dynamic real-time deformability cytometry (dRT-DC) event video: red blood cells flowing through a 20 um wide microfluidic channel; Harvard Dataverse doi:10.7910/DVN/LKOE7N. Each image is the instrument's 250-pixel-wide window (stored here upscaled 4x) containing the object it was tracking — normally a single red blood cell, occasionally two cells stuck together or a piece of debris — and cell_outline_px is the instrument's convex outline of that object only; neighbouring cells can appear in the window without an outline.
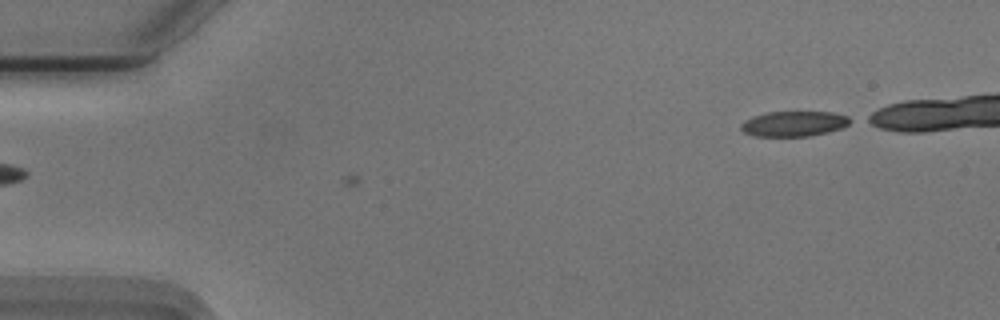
{"species": "Egyptian fruit bat (a non-hibernating species)", "species_latin": "Rousettus aegyptiacus", "temperature_condition": "cold", "stored_images_in_passage": 5, "camera_frame_rate_fps": 3000, "um_per_image_px": 0.085, "animal": {"sex": "male"}, "frame": {"image": 1, "passage_image": 5, "time_ms": 1.333, "image_size_px": [1000, 320], "cell_outline_px": [[856, 120], [840, 128], [828, 132], [808, 136], [756, 136], [744, 132], [740, 128], [740, 124], [744, 120], [752, 116], [768, 112], [832, 112], [848, 116]], "centroid_in_image_um": [67.49, 10.51], "position_along_channel_um": 17.5, "area_um2": 16.13}}